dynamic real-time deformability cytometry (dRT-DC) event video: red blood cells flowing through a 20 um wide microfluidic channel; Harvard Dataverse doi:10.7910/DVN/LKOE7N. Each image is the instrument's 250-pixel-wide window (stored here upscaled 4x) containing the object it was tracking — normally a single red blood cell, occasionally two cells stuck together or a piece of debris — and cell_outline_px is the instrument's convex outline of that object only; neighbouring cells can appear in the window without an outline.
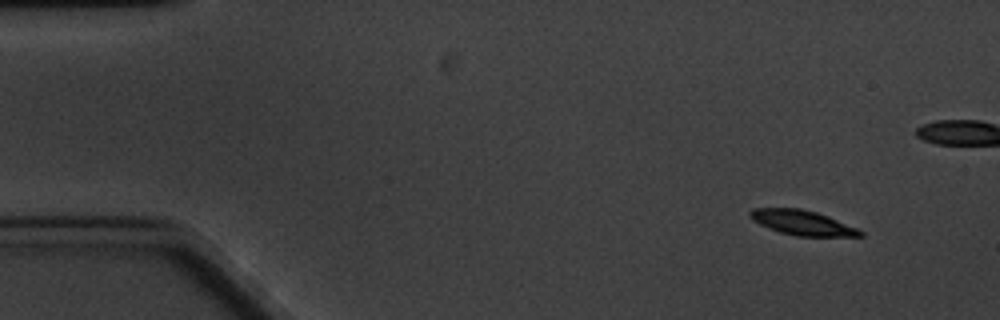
{"species": "common noctule bat (a hibernating species)", "species_latin": "Nyctalus noctula", "temperature_condition": "cold", "stored_images_in_passage": 6, "camera_frame_rate_fps": 3000, "um_per_image_px": 0.085, "animal": {"sex": "male", "body_mass_g": 20.1, "forearm_length_mm": 53.5}, "frame": {"image": 1, "passage_image": 1, "time_ms": 0.0, "image_size_px": [1000, 320], "cell_outline_px": [[864, 236], [796, 236], [780, 232], [768, 228], [752, 220], [748, 216], [748, 212], [752, 208], [800, 208], [816, 212], [828, 216], [856, 228], [864, 232]], "centroid_in_image_um": [68.15, 18.92], "position_along_channel_um": 16.8, "area_um2": 15.9}}